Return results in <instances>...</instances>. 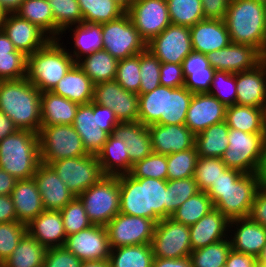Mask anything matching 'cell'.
<instances>
[{
    "instance_id": "1",
    "label": "cell",
    "mask_w": 266,
    "mask_h": 267,
    "mask_svg": "<svg viewBox=\"0 0 266 267\" xmlns=\"http://www.w3.org/2000/svg\"><path fill=\"white\" fill-rule=\"evenodd\" d=\"M193 95L185 86L159 85L153 91L139 95L138 121L147 127L154 124L184 125Z\"/></svg>"
},
{
    "instance_id": "2",
    "label": "cell",
    "mask_w": 266,
    "mask_h": 267,
    "mask_svg": "<svg viewBox=\"0 0 266 267\" xmlns=\"http://www.w3.org/2000/svg\"><path fill=\"white\" fill-rule=\"evenodd\" d=\"M0 110L18 129L39 133L41 92L26 78L0 81Z\"/></svg>"
},
{
    "instance_id": "3",
    "label": "cell",
    "mask_w": 266,
    "mask_h": 267,
    "mask_svg": "<svg viewBox=\"0 0 266 267\" xmlns=\"http://www.w3.org/2000/svg\"><path fill=\"white\" fill-rule=\"evenodd\" d=\"M224 22L231 42L251 45L266 57V4L230 0Z\"/></svg>"
},
{
    "instance_id": "4",
    "label": "cell",
    "mask_w": 266,
    "mask_h": 267,
    "mask_svg": "<svg viewBox=\"0 0 266 267\" xmlns=\"http://www.w3.org/2000/svg\"><path fill=\"white\" fill-rule=\"evenodd\" d=\"M59 42L60 39H51L43 48L27 56L26 79L40 92L52 91L76 63Z\"/></svg>"
},
{
    "instance_id": "5",
    "label": "cell",
    "mask_w": 266,
    "mask_h": 267,
    "mask_svg": "<svg viewBox=\"0 0 266 267\" xmlns=\"http://www.w3.org/2000/svg\"><path fill=\"white\" fill-rule=\"evenodd\" d=\"M40 163L37 133L18 129L0 141V168L17 180L32 178Z\"/></svg>"
},
{
    "instance_id": "6",
    "label": "cell",
    "mask_w": 266,
    "mask_h": 267,
    "mask_svg": "<svg viewBox=\"0 0 266 267\" xmlns=\"http://www.w3.org/2000/svg\"><path fill=\"white\" fill-rule=\"evenodd\" d=\"M261 187L257 173L243 174L227 189H208L214 208L229 220L248 217L257 191Z\"/></svg>"
},
{
    "instance_id": "7",
    "label": "cell",
    "mask_w": 266,
    "mask_h": 267,
    "mask_svg": "<svg viewBox=\"0 0 266 267\" xmlns=\"http://www.w3.org/2000/svg\"><path fill=\"white\" fill-rule=\"evenodd\" d=\"M77 197L90 222L106 226L120 212L119 176H103Z\"/></svg>"
},
{
    "instance_id": "8",
    "label": "cell",
    "mask_w": 266,
    "mask_h": 267,
    "mask_svg": "<svg viewBox=\"0 0 266 267\" xmlns=\"http://www.w3.org/2000/svg\"><path fill=\"white\" fill-rule=\"evenodd\" d=\"M38 136L40 160L44 164L88 155L73 125H41Z\"/></svg>"
},
{
    "instance_id": "9",
    "label": "cell",
    "mask_w": 266,
    "mask_h": 267,
    "mask_svg": "<svg viewBox=\"0 0 266 267\" xmlns=\"http://www.w3.org/2000/svg\"><path fill=\"white\" fill-rule=\"evenodd\" d=\"M265 139V133H246L229 128L228 147L221 160L227 168L244 174L257 173Z\"/></svg>"
},
{
    "instance_id": "10",
    "label": "cell",
    "mask_w": 266,
    "mask_h": 267,
    "mask_svg": "<svg viewBox=\"0 0 266 267\" xmlns=\"http://www.w3.org/2000/svg\"><path fill=\"white\" fill-rule=\"evenodd\" d=\"M102 40L103 49L118 61L137 55L146 49V42L141 38L127 13L102 24Z\"/></svg>"
},
{
    "instance_id": "11",
    "label": "cell",
    "mask_w": 266,
    "mask_h": 267,
    "mask_svg": "<svg viewBox=\"0 0 266 267\" xmlns=\"http://www.w3.org/2000/svg\"><path fill=\"white\" fill-rule=\"evenodd\" d=\"M67 188L76 196L97 183L102 173L97 155L66 158L49 164Z\"/></svg>"
},
{
    "instance_id": "12",
    "label": "cell",
    "mask_w": 266,
    "mask_h": 267,
    "mask_svg": "<svg viewBox=\"0 0 266 267\" xmlns=\"http://www.w3.org/2000/svg\"><path fill=\"white\" fill-rule=\"evenodd\" d=\"M154 258L180 259L192 252L189 226L171 217L161 219L154 229L151 240Z\"/></svg>"
},
{
    "instance_id": "13",
    "label": "cell",
    "mask_w": 266,
    "mask_h": 267,
    "mask_svg": "<svg viewBox=\"0 0 266 267\" xmlns=\"http://www.w3.org/2000/svg\"><path fill=\"white\" fill-rule=\"evenodd\" d=\"M156 223L139 216L118 213L105 227L111 249L150 244Z\"/></svg>"
},
{
    "instance_id": "14",
    "label": "cell",
    "mask_w": 266,
    "mask_h": 267,
    "mask_svg": "<svg viewBox=\"0 0 266 267\" xmlns=\"http://www.w3.org/2000/svg\"><path fill=\"white\" fill-rule=\"evenodd\" d=\"M146 49L161 63L182 64L193 51L190 27L171 23L146 44Z\"/></svg>"
},
{
    "instance_id": "15",
    "label": "cell",
    "mask_w": 266,
    "mask_h": 267,
    "mask_svg": "<svg viewBox=\"0 0 266 267\" xmlns=\"http://www.w3.org/2000/svg\"><path fill=\"white\" fill-rule=\"evenodd\" d=\"M126 13L146 44L171 24L166 0H135Z\"/></svg>"
},
{
    "instance_id": "16",
    "label": "cell",
    "mask_w": 266,
    "mask_h": 267,
    "mask_svg": "<svg viewBox=\"0 0 266 267\" xmlns=\"http://www.w3.org/2000/svg\"><path fill=\"white\" fill-rule=\"evenodd\" d=\"M64 247L82 262L109 260L111 253L107 228L100 225L67 236Z\"/></svg>"
},
{
    "instance_id": "17",
    "label": "cell",
    "mask_w": 266,
    "mask_h": 267,
    "mask_svg": "<svg viewBox=\"0 0 266 267\" xmlns=\"http://www.w3.org/2000/svg\"><path fill=\"white\" fill-rule=\"evenodd\" d=\"M210 66L216 71L240 73L251 70L266 57L255 47L231 42L227 47L207 54Z\"/></svg>"
},
{
    "instance_id": "18",
    "label": "cell",
    "mask_w": 266,
    "mask_h": 267,
    "mask_svg": "<svg viewBox=\"0 0 266 267\" xmlns=\"http://www.w3.org/2000/svg\"><path fill=\"white\" fill-rule=\"evenodd\" d=\"M1 29L14 47L26 56L43 48L51 38L37 25L20 18L17 14H5Z\"/></svg>"
},
{
    "instance_id": "19",
    "label": "cell",
    "mask_w": 266,
    "mask_h": 267,
    "mask_svg": "<svg viewBox=\"0 0 266 267\" xmlns=\"http://www.w3.org/2000/svg\"><path fill=\"white\" fill-rule=\"evenodd\" d=\"M227 106L209 93H195L187 111L185 125L195 135L225 121Z\"/></svg>"
},
{
    "instance_id": "20",
    "label": "cell",
    "mask_w": 266,
    "mask_h": 267,
    "mask_svg": "<svg viewBox=\"0 0 266 267\" xmlns=\"http://www.w3.org/2000/svg\"><path fill=\"white\" fill-rule=\"evenodd\" d=\"M152 152L168 155L195 147V134L184 125L148 126Z\"/></svg>"
},
{
    "instance_id": "21",
    "label": "cell",
    "mask_w": 266,
    "mask_h": 267,
    "mask_svg": "<svg viewBox=\"0 0 266 267\" xmlns=\"http://www.w3.org/2000/svg\"><path fill=\"white\" fill-rule=\"evenodd\" d=\"M33 178L37 184L45 210L60 211L75 198V195L48 164L41 162Z\"/></svg>"
},
{
    "instance_id": "22",
    "label": "cell",
    "mask_w": 266,
    "mask_h": 267,
    "mask_svg": "<svg viewBox=\"0 0 266 267\" xmlns=\"http://www.w3.org/2000/svg\"><path fill=\"white\" fill-rule=\"evenodd\" d=\"M190 34L193 51L205 55L231 43L224 20L203 19L190 27Z\"/></svg>"
},
{
    "instance_id": "23",
    "label": "cell",
    "mask_w": 266,
    "mask_h": 267,
    "mask_svg": "<svg viewBox=\"0 0 266 267\" xmlns=\"http://www.w3.org/2000/svg\"><path fill=\"white\" fill-rule=\"evenodd\" d=\"M80 135L84 149L88 154L97 155L107 141L109 134L98 127L97 104H81L72 124Z\"/></svg>"
},
{
    "instance_id": "24",
    "label": "cell",
    "mask_w": 266,
    "mask_h": 267,
    "mask_svg": "<svg viewBox=\"0 0 266 267\" xmlns=\"http://www.w3.org/2000/svg\"><path fill=\"white\" fill-rule=\"evenodd\" d=\"M236 104L260 108L266 99V58L255 68L236 73Z\"/></svg>"
},
{
    "instance_id": "25",
    "label": "cell",
    "mask_w": 266,
    "mask_h": 267,
    "mask_svg": "<svg viewBox=\"0 0 266 267\" xmlns=\"http://www.w3.org/2000/svg\"><path fill=\"white\" fill-rule=\"evenodd\" d=\"M26 226L27 233L46 248L65 244L67 235L60 211L44 210Z\"/></svg>"
},
{
    "instance_id": "26",
    "label": "cell",
    "mask_w": 266,
    "mask_h": 267,
    "mask_svg": "<svg viewBox=\"0 0 266 267\" xmlns=\"http://www.w3.org/2000/svg\"><path fill=\"white\" fill-rule=\"evenodd\" d=\"M229 222L225 215L214 208L197 223L189 226L192 251L228 238L227 233H232Z\"/></svg>"
},
{
    "instance_id": "27",
    "label": "cell",
    "mask_w": 266,
    "mask_h": 267,
    "mask_svg": "<svg viewBox=\"0 0 266 267\" xmlns=\"http://www.w3.org/2000/svg\"><path fill=\"white\" fill-rule=\"evenodd\" d=\"M235 227L234 236L230 237L232 249L237 252L257 257L266 244V228L249 217L231 219L229 227Z\"/></svg>"
},
{
    "instance_id": "28",
    "label": "cell",
    "mask_w": 266,
    "mask_h": 267,
    "mask_svg": "<svg viewBox=\"0 0 266 267\" xmlns=\"http://www.w3.org/2000/svg\"><path fill=\"white\" fill-rule=\"evenodd\" d=\"M120 213L148 218L147 178L119 176Z\"/></svg>"
},
{
    "instance_id": "29",
    "label": "cell",
    "mask_w": 266,
    "mask_h": 267,
    "mask_svg": "<svg viewBox=\"0 0 266 267\" xmlns=\"http://www.w3.org/2000/svg\"><path fill=\"white\" fill-rule=\"evenodd\" d=\"M17 221L28 224L45 209L34 178L18 179L10 194Z\"/></svg>"
},
{
    "instance_id": "30",
    "label": "cell",
    "mask_w": 266,
    "mask_h": 267,
    "mask_svg": "<svg viewBox=\"0 0 266 267\" xmlns=\"http://www.w3.org/2000/svg\"><path fill=\"white\" fill-rule=\"evenodd\" d=\"M112 135L126 143L133 164L152 153L149 129L139 121L120 122L113 129Z\"/></svg>"
},
{
    "instance_id": "31",
    "label": "cell",
    "mask_w": 266,
    "mask_h": 267,
    "mask_svg": "<svg viewBox=\"0 0 266 267\" xmlns=\"http://www.w3.org/2000/svg\"><path fill=\"white\" fill-rule=\"evenodd\" d=\"M52 92L80 105L89 104L93 101L94 83L75 63Z\"/></svg>"
},
{
    "instance_id": "32",
    "label": "cell",
    "mask_w": 266,
    "mask_h": 267,
    "mask_svg": "<svg viewBox=\"0 0 266 267\" xmlns=\"http://www.w3.org/2000/svg\"><path fill=\"white\" fill-rule=\"evenodd\" d=\"M184 86L192 93H208L215 69L205 54L192 51L182 62Z\"/></svg>"
},
{
    "instance_id": "33",
    "label": "cell",
    "mask_w": 266,
    "mask_h": 267,
    "mask_svg": "<svg viewBox=\"0 0 266 267\" xmlns=\"http://www.w3.org/2000/svg\"><path fill=\"white\" fill-rule=\"evenodd\" d=\"M79 105L52 91L41 92V125H72Z\"/></svg>"
},
{
    "instance_id": "34",
    "label": "cell",
    "mask_w": 266,
    "mask_h": 267,
    "mask_svg": "<svg viewBox=\"0 0 266 267\" xmlns=\"http://www.w3.org/2000/svg\"><path fill=\"white\" fill-rule=\"evenodd\" d=\"M97 157L104 176L129 174L133 166L126 143L112 134L108 136Z\"/></svg>"
},
{
    "instance_id": "35",
    "label": "cell",
    "mask_w": 266,
    "mask_h": 267,
    "mask_svg": "<svg viewBox=\"0 0 266 267\" xmlns=\"http://www.w3.org/2000/svg\"><path fill=\"white\" fill-rule=\"evenodd\" d=\"M76 63L94 84L116 78L118 60L104 49L86 55Z\"/></svg>"
},
{
    "instance_id": "36",
    "label": "cell",
    "mask_w": 266,
    "mask_h": 267,
    "mask_svg": "<svg viewBox=\"0 0 266 267\" xmlns=\"http://www.w3.org/2000/svg\"><path fill=\"white\" fill-rule=\"evenodd\" d=\"M70 28L74 33L71 38H74V50L70 55L73 57L74 61L77 62L83 56L92 54L95 51L103 49V40H102V24L96 23H81L75 25L72 29V26L65 28L62 33H65L67 29ZM75 29V30H74ZM75 56V57H74Z\"/></svg>"
},
{
    "instance_id": "37",
    "label": "cell",
    "mask_w": 266,
    "mask_h": 267,
    "mask_svg": "<svg viewBox=\"0 0 266 267\" xmlns=\"http://www.w3.org/2000/svg\"><path fill=\"white\" fill-rule=\"evenodd\" d=\"M229 127L225 121L209 126L195 136V147L199 157L221 158L228 147Z\"/></svg>"
},
{
    "instance_id": "38",
    "label": "cell",
    "mask_w": 266,
    "mask_h": 267,
    "mask_svg": "<svg viewBox=\"0 0 266 267\" xmlns=\"http://www.w3.org/2000/svg\"><path fill=\"white\" fill-rule=\"evenodd\" d=\"M47 248L26 233L0 267H43Z\"/></svg>"
},
{
    "instance_id": "39",
    "label": "cell",
    "mask_w": 266,
    "mask_h": 267,
    "mask_svg": "<svg viewBox=\"0 0 266 267\" xmlns=\"http://www.w3.org/2000/svg\"><path fill=\"white\" fill-rule=\"evenodd\" d=\"M225 122L229 128L246 133H265L261 108L234 104L227 106Z\"/></svg>"
},
{
    "instance_id": "40",
    "label": "cell",
    "mask_w": 266,
    "mask_h": 267,
    "mask_svg": "<svg viewBox=\"0 0 266 267\" xmlns=\"http://www.w3.org/2000/svg\"><path fill=\"white\" fill-rule=\"evenodd\" d=\"M154 255L151 244L122 246L111 249V267H152Z\"/></svg>"
},
{
    "instance_id": "41",
    "label": "cell",
    "mask_w": 266,
    "mask_h": 267,
    "mask_svg": "<svg viewBox=\"0 0 266 267\" xmlns=\"http://www.w3.org/2000/svg\"><path fill=\"white\" fill-rule=\"evenodd\" d=\"M83 22L103 24L121 17L126 10L115 0H77Z\"/></svg>"
},
{
    "instance_id": "42",
    "label": "cell",
    "mask_w": 266,
    "mask_h": 267,
    "mask_svg": "<svg viewBox=\"0 0 266 267\" xmlns=\"http://www.w3.org/2000/svg\"><path fill=\"white\" fill-rule=\"evenodd\" d=\"M15 14L37 25L54 39V15L47 0H25Z\"/></svg>"
},
{
    "instance_id": "43",
    "label": "cell",
    "mask_w": 266,
    "mask_h": 267,
    "mask_svg": "<svg viewBox=\"0 0 266 267\" xmlns=\"http://www.w3.org/2000/svg\"><path fill=\"white\" fill-rule=\"evenodd\" d=\"M213 209L214 205L208 194L199 191L178 207L171 218L181 224L191 226Z\"/></svg>"
},
{
    "instance_id": "44",
    "label": "cell",
    "mask_w": 266,
    "mask_h": 267,
    "mask_svg": "<svg viewBox=\"0 0 266 267\" xmlns=\"http://www.w3.org/2000/svg\"><path fill=\"white\" fill-rule=\"evenodd\" d=\"M47 1L54 15V39L62 40L59 35L65 28L83 23V16L77 0Z\"/></svg>"
},
{
    "instance_id": "45",
    "label": "cell",
    "mask_w": 266,
    "mask_h": 267,
    "mask_svg": "<svg viewBox=\"0 0 266 267\" xmlns=\"http://www.w3.org/2000/svg\"><path fill=\"white\" fill-rule=\"evenodd\" d=\"M231 250L230 239L226 238L193 250L189 257L193 267H225L227 257Z\"/></svg>"
},
{
    "instance_id": "46",
    "label": "cell",
    "mask_w": 266,
    "mask_h": 267,
    "mask_svg": "<svg viewBox=\"0 0 266 267\" xmlns=\"http://www.w3.org/2000/svg\"><path fill=\"white\" fill-rule=\"evenodd\" d=\"M172 24L194 26L204 19L201 0H166Z\"/></svg>"
},
{
    "instance_id": "47",
    "label": "cell",
    "mask_w": 266,
    "mask_h": 267,
    "mask_svg": "<svg viewBox=\"0 0 266 267\" xmlns=\"http://www.w3.org/2000/svg\"><path fill=\"white\" fill-rule=\"evenodd\" d=\"M199 192L193 177L167 180V204H165V218L172 214L191 196Z\"/></svg>"
},
{
    "instance_id": "48",
    "label": "cell",
    "mask_w": 266,
    "mask_h": 267,
    "mask_svg": "<svg viewBox=\"0 0 266 267\" xmlns=\"http://www.w3.org/2000/svg\"><path fill=\"white\" fill-rule=\"evenodd\" d=\"M198 158L196 147L168 154L167 180L193 177Z\"/></svg>"
},
{
    "instance_id": "49",
    "label": "cell",
    "mask_w": 266,
    "mask_h": 267,
    "mask_svg": "<svg viewBox=\"0 0 266 267\" xmlns=\"http://www.w3.org/2000/svg\"><path fill=\"white\" fill-rule=\"evenodd\" d=\"M226 168L221 158L199 157L193 176L199 191L206 192Z\"/></svg>"
},
{
    "instance_id": "50",
    "label": "cell",
    "mask_w": 266,
    "mask_h": 267,
    "mask_svg": "<svg viewBox=\"0 0 266 267\" xmlns=\"http://www.w3.org/2000/svg\"><path fill=\"white\" fill-rule=\"evenodd\" d=\"M148 218L156 224L165 219L167 180L147 178Z\"/></svg>"
},
{
    "instance_id": "51",
    "label": "cell",
    "mask_w": 266,
    "mask_h": 267,
    "mask_svg": "<svg viewBox=\"0 0 266 267\" xmlns=\"http://www.w3.org/2000/svg\"><path fill=\"white\" fill-rule=\"evenodd\" d=\"M129 175L133 178L167 180V155L151 153L133 164Z\"/></svg>"
},
{
    "instance_id": "52",
    "label": "cell",
    "mask_w": 266,
    "mask_h": 267,
    "mask_svg": "<svg viewBox=\"0 0 266 267\" xmlns=\"http://www.w3.org/2000/svg\"><path fill=\"white\" fill-rule=\"evenodd\" d=\"M160 60L149 50L140 52V89L138 95L153 91L160 84Z\"/></svg>"
},
{
    "instance_id": "53",
    "label": "cell",
    "mask_w": 266,
    "mask_h": 267,
    "mask_svg": "<svg viewBox=\"0 0 266 267\" xmlns=\"http://www.w3.org/2000/svg\"><path fill=\"white\" fill-rule=\"evenodd\" d=\"M60 212L67 236L78 233L93 225L84 210L81 200L77 196L66 204Z\"/></svg>"
},
{
    "instance_id": "54",
    "label": "cell",
    "mask_w": 266,
    "mask_h": 267,
    "mask_svg": "<svg viewBox=\"0 0 266 267\" xmlns=\"http://www.w3.org/2000/svg\"><path fill=\"white\" fill-rule=\"evenodd\" d=\"M115 80L125 90L138 94L141 80L140 53L118 61Z\"/></svg>"
},
{
    "instance_id": "55",
    "label": "cell",
    "mask_w": 266,
    "mask_h": 267,
    "mask_svg": "<svg viewBox=\"0 0 266 267\" xmlns=\"http://www.w3.org/2000/svg\"><path fill=\"white\" fill-rule=\"evenodd\" d=\"M208 93L226 106L236 104V74L215 71Z\"/></svg>"
},
{
    "instance_id": "56",
    "label": "cell",
    "mask_w": 266,
    "mask_h": 267,
    "mask_svg": "<svg viewBox=\"0 0 266 267\" xmlns=\"http://www.w3.org/2000/svg\"><path fill=\"white\" fill-rule=\"evenodd\" d=\"M26 233L27 226L20 221L0 223V265L13 253Z\"/></svg>"
},
{
    "instance_id": "57",
    "label": "cell",
    "mask_w": 266,
    "mask_h": 267,
    "mask_svg": "<svg viewBox=\"0 0 266 267\" xmlns=\"http://www.w3.org/2000/svg\"><path fill=\"white\" fill-rule=\"evenodd\" d=\"M112 110L119 122L138 121L139 95L125 90L118 84L117 106Z\"/></svg>"
},
{
    "instance_id": "58",
    "label": "cell",
    "mask_w": 266,
    "mask_h": 267,
    "mask_svg": "<svg viewBox=\"0 0 266 267\" xmlns=\"http://www.w3.org/2000/svg\"><path fill=\"white\" fill-rule=\"evenodd\" d=\"M27 56L16 50L8 55H0V81L26 78Z\"/></svg>"
},
{
    "instance_id": "59",
    "label": "cell",
    "mask_w": 266,
    "mask_h": 267,
    "mask_svg": "<svg viewBox=\"0 0 266 267\" xmlns=\"http://www.w3.org/2000/svg\"><path fill=\"white\" fill-rule=\"evenodd\" d=\"M82 261L63 247L47 248L43 267H80Z\"/></svg>"
},
{
    "instance_id": "60",
    "label": "cell",
    "mask_w": 266,
    "mask_h": 267,
    "mask_svg": "<svg viewBox=\"0 0 266 267\" xmlns=\"http://www.w3.org/2000/svg\"><path fill=\"white\" fill-rule=\"evenodd\" d=\"M117 99L118 82L115 79L94 84V103L113 109V107L117 106Z\"/></svg>"
},
{
    "instance_id": "61",
    "label": "cell",
    "mask_w": 266,
    "mask_h": 267,
    "mask_svg": "<svg viewBox=\"0 0 266 267\" xmlns=\"http://www.w3.org/2000/svg\"><path fill=\"white\" fill-rule=\"evenodd\" d=\"M160 84L166 87L179 88L185 84L182 64L161 63Z\"/></svg>"
},
{
    "instance_id": "62",
    "label": "cell",
    "mask_w": 266,
    "mask_h": 267,
    "mask_svg": "<svg viewBox=\"0 0 266 267\" xmlns=\"http://www.w3.org/2000/svg\"><path fill=\"white\" fill-rule=\"evenodd\" d=\"M248 217L266 228V187L261 186L257 191Z\"/></svg>"
},
{
    "instance_id": "63",
    "label": "cell",
    "mask_w": 266,
    "mask_h": 267,
    "mask_svg": "<svg viewBox=\"0 0 266 267\" xmlns=\"http://www.w3.org/2000/svg\"><path fill=\"white\" fill-rule=\"evenodd\" d=\"M230 0H201L204 19L224 20Z\"/></svg>"
},
{
    "instance_id": "64",
    "label": "cell",
    "mask_w": 266,
    "mask_h": 267,
    "mask_svg": "<svg viewBox=\"0 0 266 267\" xmlns=\"http://www.w3.org/2000/svg\"><path fill=\"white\" fill-rule=\"evenodd\" d=\"M98 127L106 131L109 135L113 129L120 123L116 118L114 111L110 107H104L97 104Z\"/></svg>"
},
{
    "instance_id": "65",
    "label": "cell",
    "mask_w": 266,
    "mask_h": 267,
    "mask_svg": "<svg viewBox=\"0 0 266 267\" xmlns=\"http://www.w3.org/2000/svg\"><path fill=\"white\" fill-rule=\"evenodd\" d=\"M257 263V257L254 255L237 252L232 249L227 257L225 267H255Z\"/></svg>"
},
{
    "instance_id": "66",
    "label": "cell",
    "mask_w": 266,
    "mask_h": 267,
    "mask_svg": "<svg viewBox=\"0 0 266 267\" xmlns=\"http://www.w3.org/2000/svg\"><path fill=\"white\" fill-rule=\"evenodd\" d=\"M244 173L236 169L226 168L219 178L211 185L209 189H227L237 181Z\"/></svg>"
},
{
    "instance_id": "67",
    "label": "cell",
    "mask_w": 266,
    "mask_h": 267,
    "mask_svg": "<svg viewBox=\"0 0 266 267\" xmlns=\"http://www.w3.org/2000/svg\"><path fill=\"white\" fill-rule=\"evenodd\" d=\"M17 221L15 207L10 195H0V223Z\"/></svg>"
},
{
    "instance_id": "68",
    "label": "cell",
    "mask_w": 266,
    "mask_h": 267,
    "mask_svg": "<svg viewBox=\"0 0 266 267\" xmlns=\"http://www.w3.org/2000/svg\"><path fill=\"white\" fill-rule=\"evenodd\" d=\"M152 267H193L189 256L180 259L154 258Z\"/></svg>"
},
{
    "instance_id": "69",
    "label": "cell",
    "mask_w": 266,
    "mask_h": 267,
    "mask_svg": "<svg viewBox=\"0 0 266 267\" xmlns=\"http://www.w3.org/2000/svg\"><path fill=\"white\" fill-rule=\"evenodd\" d=\"M17 179L0 168V195H10Z\"/></svg>"
},
{
    "instance_id": "70",
    "label": "cell",
    "mask_w": 266,
    "mask_h": 267,
    "mask_svg": "<svg viewBox=\"0 0 266 267\" xmlns=\"http://www.w3.org/2000/svg\"><path fill=\"white\" fill-rule=\"evenodd\" d=\"M17 130L13 121L0 110V141Z\"/></svg>"
},
{
    "instance_id": "71",
    "label": "cell",
    "mask_w": 266,
    "mask_h": 267,
    "mask_svg": "<svg viewBox=\"0 0 266 267\" xmlns=\"http://www.w3.org/2000/svg\"><path fill=\"white\" fill-rule=\"evenodd\" d=\"M16 50L12 41L7 37L4 31L0 29V55H8Z\"/></svg>"
},
{
    "instance_id": "72",
    "label": "cell",
    "mask_w": 266,
    "mask_h": 267,
    "mask_svg": "<svg viewBox=\"0 0 266 267\" xmlns=\"http://www.w3.org/2000/svg\"><path fill=\"white\" fill-rule=\"evenodd\" d=\"M25 0H0V8L5 14H14Z\"/></svg>"
},
{
    "instance_id": "73",
    "label": "cell",
    "mask_w": 266,
    "mask_h": 267,
    "mask_svg": "<svg viewBox=\"0 0 266 267\" xmlns=\"http://www.w3.org/2000/svg\"><path fill=\"white\" fill-rule=\"evenodd\" d=\"M257 177L260 180L261 186L266 187V139L264 141L261 161L257 170Z\"/></svg>"
},
{
    "instance_id": "74",
    "label": "cell",
    "mask_w": 266,
    "mask_h": 267,
    "mask_svg": "<svg viewBox=\"0 0 266 267\" xmlns=\"http://www.w3.org/2000/svg\"><path fill=\"white\" fill-rule=\"evenodd\" d=\"M80 267H111L109 260L83 261Z\"/></svg>"
},
{
    "instance_id": "75",
    "label": "cell",
    "mask_w": 266,
    "mask_h": 267,
    "mask_svg": "<svg viewBox=\"0 0 266 267\" xmlns=\"http://www.w3.org/2000/svg\"><path fill=\"white\" fill-rule=\"evenodd\" d=\"M257 262L266 267V244L264 245L260 254L257 256Z\"/></svg>"
},
{
    "instance_id": "76",
    "label": "cell",
    "mask_w": 266,
    "mask_h": 267,
    "mask_svg": "<svg viewBox=\"0 0 266 267\" xmlns=\"http://www.w3.org/2000/svg\"><path fill=\"white\" fill-rule=\"evenodd\" d=\"M261 115H262V124H263V129L265 132V137H266V99L261 105Z\"/></svg>"
},
{
    "instance_id": "77",
    "label": "cell",
    "mask_w": 266,
    "mask_h": 267,
    "mask_svg": "<svg viewBox=\"0 0 266 267\" xmlns=\"http://www.w3.org/2000/svg\"><path fill=\"white\" fill-rule=\"evenodd\" d=\"M115 1L127 11L135 0H115Z\"/></svg>"
},
{
    "instance_id": "78",
    "label": "cell",
    "mask_w": 266,
    "mask_h": 267,
    "mask_svg": "<svg viewBox=\"0 0 266 267\" xmlns=\"http://www.w3.org/2000/svg\"><path fill=\"white\" fill-rule=\"evenodd\" d=\"M4 17H5V13L0 8V29H1Z\"/></svg>"
},
{
    "instance_id": "79",
    "label": "cell",
    "mask_w": 266,
    "mask_h": 267,
    "mask_svg": "<svg viewBox=\"0 0 266 267\" xmlns=\"http://www.w3.org/2000/svg\"><path fill=\"white\" fill-rule=\"evenodd\" d=\"M253 1L261 2V3H263V4H266V0H253Z\"/></svg>"
},
{
    "instance_id": "80",
    "label": "cell",
    "mask_w": 266,
    "mask_h": 267,
    "mask_svg": "<svg viewBox=\"0 0 266 267\" xmlns=\"http://www.w3.org/2000/svg\"><path fill=\"white\" fill-rule=\"evenodd\" d=\"M255 267H265V266H263V265L257 263V264L255 265Z\"/></svg>"
}]
</instances>
